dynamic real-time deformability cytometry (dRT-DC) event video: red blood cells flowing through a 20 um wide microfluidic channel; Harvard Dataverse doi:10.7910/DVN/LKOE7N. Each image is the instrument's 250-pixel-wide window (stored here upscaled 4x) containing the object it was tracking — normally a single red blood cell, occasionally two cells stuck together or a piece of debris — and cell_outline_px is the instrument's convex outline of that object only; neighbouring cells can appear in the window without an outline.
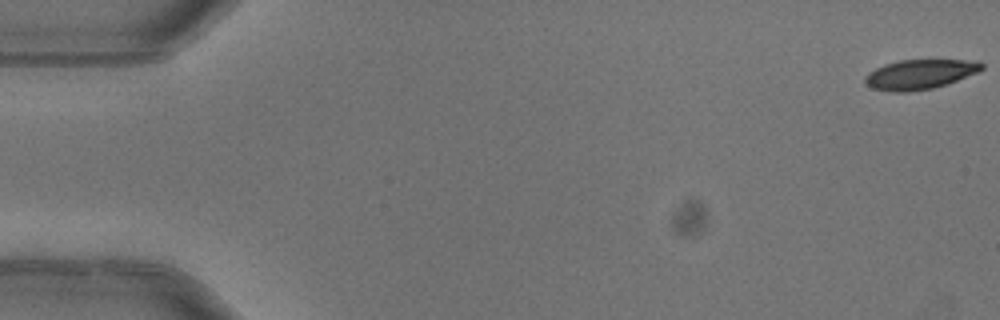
{"species": "common noctule bat (a hibernating species)", "species_latin": "Nyctalus noctula", "temperature_condition": "warm", "stored_images_in_passage": 4, "camera_frame_rate_fps": 3000, "um_per_image_px": 0.085, "animal": {"sex": "female"}, "frame": {"image": 1, "passage_image": 1, "time_ms": 0.0, "image_size_px": [1000, 320], "cell_outline_px": [[984, 68], [980, 72], [948, 84], [932, 88], [908, 92], [892, 92], [872, 88], [864, 84], [864, 76], [868, 72], [884, 64], [900, 60], [980, 60], [984, 64]], "centroid_in_image_um": [78.21, 6.32], "position_along_channel_um": 6.8, "area_um2": 20.58}}